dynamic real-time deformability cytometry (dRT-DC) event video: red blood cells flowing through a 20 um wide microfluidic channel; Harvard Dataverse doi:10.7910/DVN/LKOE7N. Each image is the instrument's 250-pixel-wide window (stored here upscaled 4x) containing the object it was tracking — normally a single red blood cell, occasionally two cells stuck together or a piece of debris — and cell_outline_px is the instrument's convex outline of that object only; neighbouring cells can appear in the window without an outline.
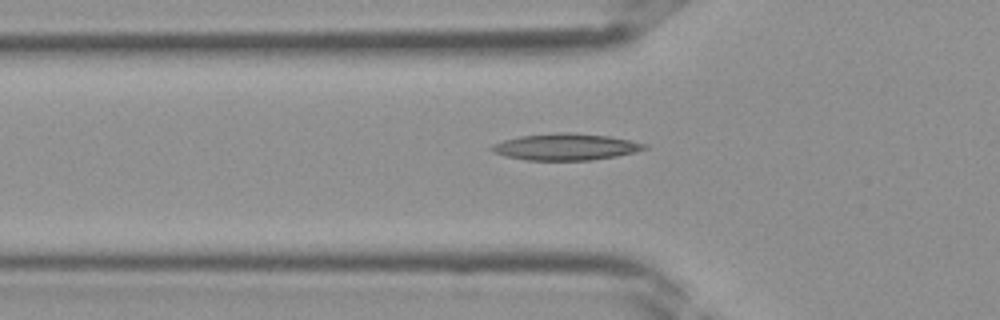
{"species": "Egyptian fruit bat (a non-hibernating species)", "species_latin": "Rousettus aegyptiacus", "temperature_condition": "room temperature", "stored_images_in_passage": 35, "camera_frame_rate_fps": 3000, "um_per_image_px": 0.085, "frame": {"image": 1, "passage_image": 13, "time_ms": 4.0, "image_size_px": [1000, 320], "cell_outline_px": [[648, 148], [636, 152], [616, 156], [592, 160], [524, 160], [504, 156], [492, 152], [488, 148], [492, 144], [504, 140], [520, 136], [556, 132], [572, 132], [608, 136], [648, 144]], "centroid_in_image_um": [48.05, 12.48], "position_along_channel_um": 77.7, "area_um2": 23.87}}
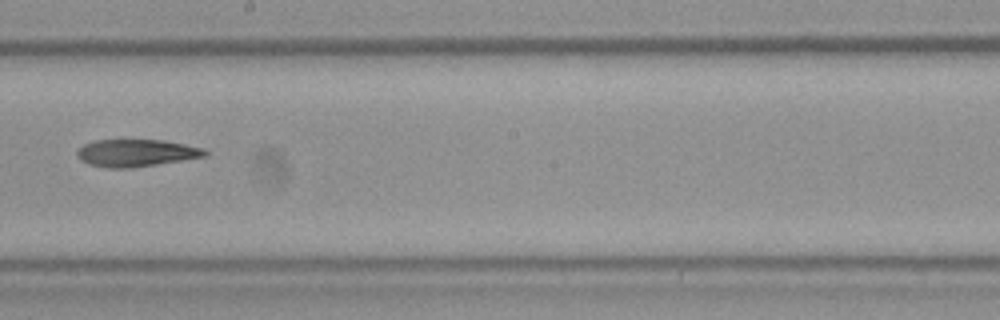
{"frame": {"image": 2, "passage_image": 22, "time_ms": 7.0, "image_size_px": [1000, 320], "cell_outline_px": [[208, 156], [156, 164], [128, 168], [108, 168], [88, 164], [80, 160], [76, 156], [76, 152], [84, 144], [96, 140], [164, 140], [204, 148], [208, 152]], "centroid_in_image_um": [11.57, 13.0], "position_along_channel_um": 236.6, "area_um2": 20.29}}
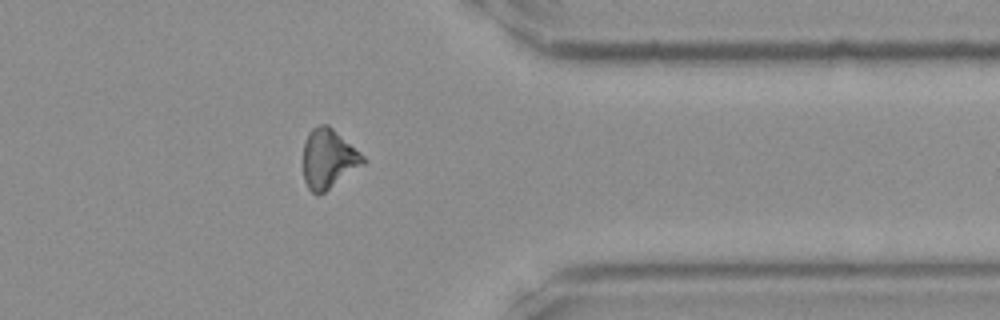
{"frame": {"image": 3, "passage_image": 31, "time_ms": 10.0, "image_size_px": [1000, 320], "cell_outline_px": [[364, 164], [324, 192], [316, 196], [308, 188], [304, 180], [304, 140], [308, 132], [312, 128], [320, 124], [328, 124], [360, 152], [364, 156]], "centroid_in_image_um": [27.89, 13.48], "position_along_channel_um": 383.5, "area_um2": 20.58}}